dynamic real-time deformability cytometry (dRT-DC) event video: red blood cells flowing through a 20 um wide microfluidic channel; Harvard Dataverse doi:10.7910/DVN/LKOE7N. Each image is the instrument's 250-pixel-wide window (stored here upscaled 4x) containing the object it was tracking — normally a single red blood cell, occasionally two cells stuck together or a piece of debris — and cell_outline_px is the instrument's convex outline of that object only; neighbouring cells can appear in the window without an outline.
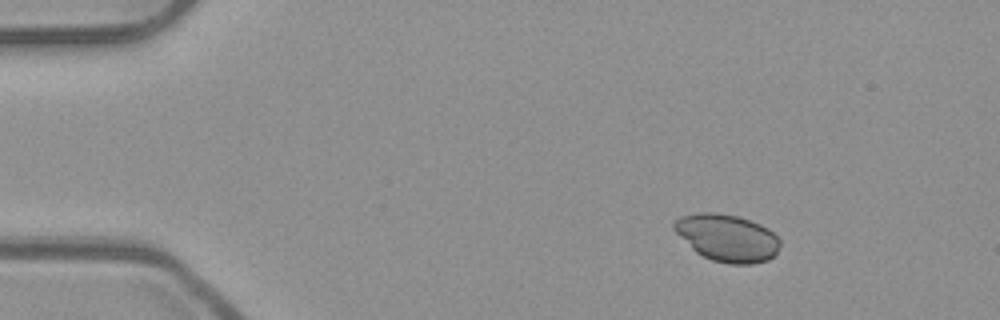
{"species": "common noctule bat (a hibernating species)", "species_latin": "Nyctalus noctula", "temperature_condition": "room temperature", "stored_images_in_passage": 46, "camera_frame_rate_fps": 3000, "um_per_image_px": 0.085, "animal": {"sex": "male", "body_mass_g": 23.1, "forearm_length_mm": 52.7}, "frame": {"image": 1, "passage_image": 1, "time_ms": 0.0, "image_size_px": [1000, 320], "cell_outline_px": [[780, 244], [776, 252], [768, 260], [752, 264], [728, 264], [712, 260], [696, 252], [672, 228], [672, 224], [680, 216], [700, 212], [716, 212], [736, 216], [760, 224], [768, 228], [780, 240]], "centroid_in_image_um": [61.8, 20.21], "position_along_channel_um": 23.2, "area_um2": 28.96}}